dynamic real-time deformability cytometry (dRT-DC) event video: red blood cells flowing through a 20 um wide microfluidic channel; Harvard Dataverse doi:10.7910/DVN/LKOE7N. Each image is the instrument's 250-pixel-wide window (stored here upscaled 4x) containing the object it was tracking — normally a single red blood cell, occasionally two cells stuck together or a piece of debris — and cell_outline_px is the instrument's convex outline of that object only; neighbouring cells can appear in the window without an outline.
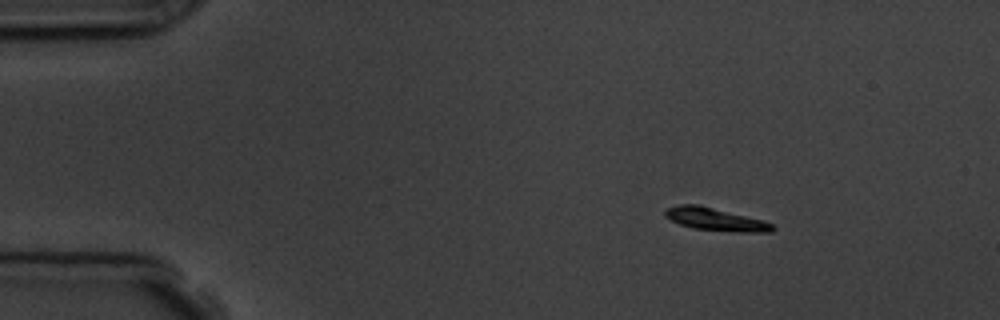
{"species": "common noctule bat (a hibernating species)", "species_latin": "Nyctalus noctula", "temperature_condition": "room temperature", "stored_images_in_passage": 3, "camera_frame_rate_fps": 3000, "um_per_image_px": 0.085, "animal": {"sex": "male", "body_mass_g": 19.5, "forearm_length_mm": 54.6}, "frame": {"image": 1, "passage_image": 1, "time_ms": 0.0, "image_size_px": [1000, 320], "cell_outline_px": [[776, 228], [772, 232], [740, 232], [692, 228], [680, 224], [664, 216], [664, 208], [680, 204], [696, 204], [760, 220], [772, 224]], "centroid_in_image_um": [60.75, 18.64], "position_along_channel_um": 24.2, "area_um2": 13.87}}